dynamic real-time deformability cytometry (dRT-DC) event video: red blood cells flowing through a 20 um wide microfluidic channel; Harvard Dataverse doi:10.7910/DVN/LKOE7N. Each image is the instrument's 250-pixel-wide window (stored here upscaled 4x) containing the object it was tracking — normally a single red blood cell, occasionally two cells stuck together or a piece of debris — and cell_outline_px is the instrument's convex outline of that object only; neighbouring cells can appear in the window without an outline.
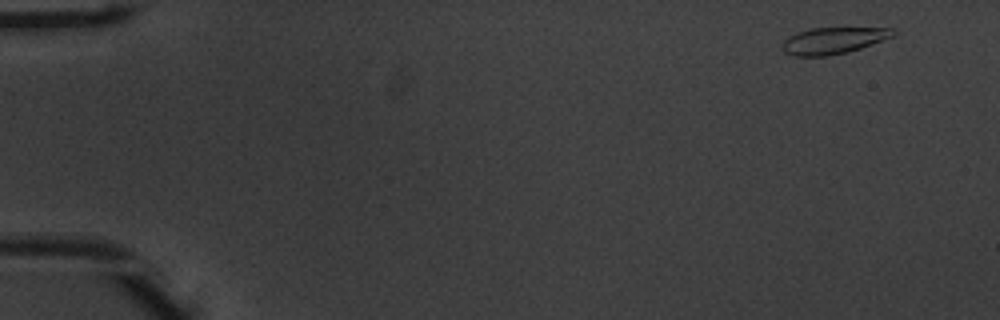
{"species": "common noctule bat (a hibernating species)", "species_latin": "Nyctalus noctula", "temperature_condition": "warm", "stored_images_in_passage": 52, "camera_frame_rate_fps": 3000, "um_per_image_px": 0.085, "animal": {"sex": "male", "body_mass_g": 20.1, "forearm_length_mm": 53.5}, "frame": {"image": 1, "passage_image": 3, "time_ms": 0.667, "image_size_px": [1000, 320], "cell_outline_px": [[896, 32], [892, 36], [860, 48], [848, 52], [828, 56], [792, 56], [784, 52], [784, 40], [800, 32], [812, 28], [896, 28]], "centroid_in_image_um": [70.85, 3.45], "position_along_channel_um": 14.1, "area_um2": 16.76}}
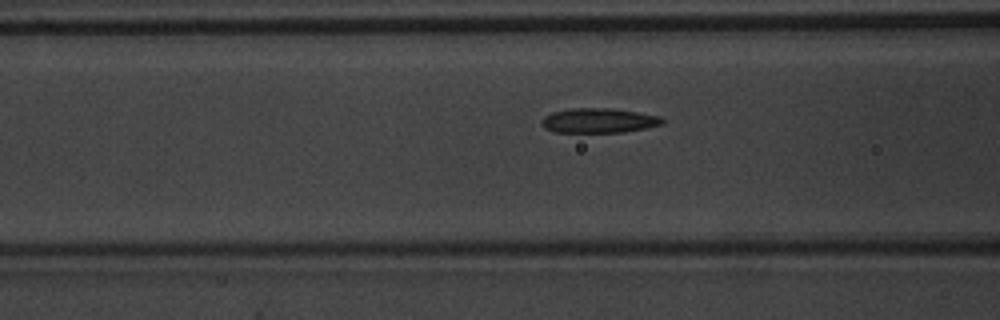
{"frame": {"image": 2, "passage_image": 21, "time_ms": 6.667, "image_size_px": [1000, 320], "cell_outline_px": [[664, 124], [624, 132], [552, 132], [544, 128], [544, 116], [552, 112], [568, 108], [612, 108], [660, 116], [664, 120]], "centroid_in_image_um": [50.9, 10.24], "position_along_channel_um": 115.7, "area_um2": 17.28}}
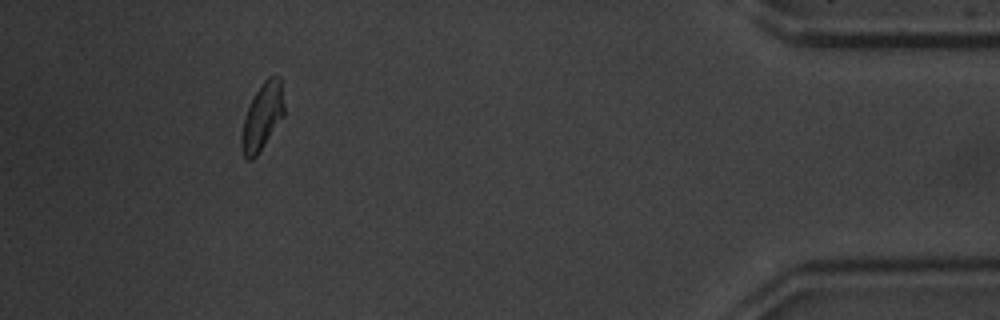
{"frame": {"image": 3, "passage_image": 48, "time_ms": 15.667, "image_size_px": [1000, 320], "cell_outline_px": [[284, 116], [256, 156], [252, 160], [248, 160], [244, 156], [240, 148], [240, 136], [244, 120], [248, 108], [256, 92], [264, 80], [268, 76], [280, 76], [284, 104]], "centroid_in_image_um": [22.29, 9.93], "position_along_channel_um": 412.9, "area_um2": 16.47}, "authors_computed_cell_mechanics": {"area_um2": 17.1377, "velocity_mm_per_s": 3.9084, "shape_relaxation_time_tau1_ms": 3.303, "shape_relaxation_time_tau2_ms": 1.6505, "deformation_change_tau1": 0.1164, "deformation_change_tau2": 0.0819}}